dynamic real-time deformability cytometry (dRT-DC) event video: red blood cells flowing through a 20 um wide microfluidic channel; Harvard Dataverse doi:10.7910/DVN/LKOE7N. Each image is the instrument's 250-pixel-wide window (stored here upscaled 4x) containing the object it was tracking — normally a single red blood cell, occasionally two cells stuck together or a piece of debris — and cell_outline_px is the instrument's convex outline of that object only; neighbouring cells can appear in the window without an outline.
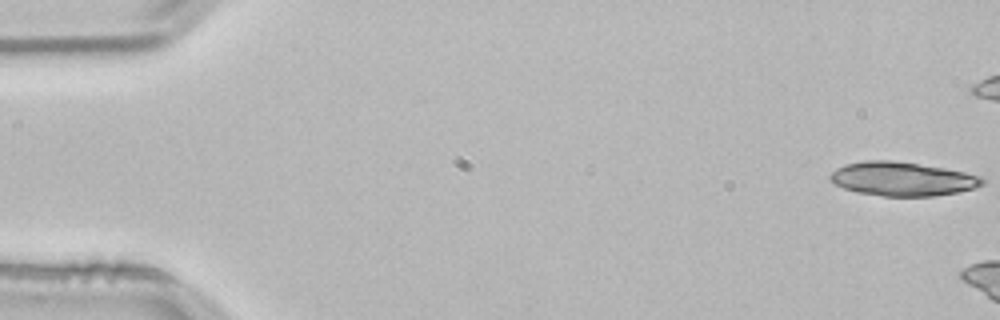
{"species": "common noctule bat (a hibernating species)", "species_latin": "Nyctalus noctula", "temperature_condition": "room temperature", "stored_images_in_passage": 16, "camera_frame_rate_fps": 3000, "um_per_image_px": 0.085, "animal": {"sex": "male", "body_mass_g": 21.5, "forearm_length_mm": 52.0}, "frame": {"image": 1, "passage_image": 1, "time_ms": 0.0, "image_size_px": [1000, 320], "cell_outline_px": [[984, 184], [960, 192], [932, 196], [884, 196], [856, 192], [844, 188], [836, 184], [828, 176], [836, 168], [844, 164], [864, 160], [892, 160], [944, 168], [964, 172], [980, 176], [984, 180]], "centroid_in_image_um": [76.68, 15.2], "position_along_channel_um": 8.3, "area_um2": 29.94}}